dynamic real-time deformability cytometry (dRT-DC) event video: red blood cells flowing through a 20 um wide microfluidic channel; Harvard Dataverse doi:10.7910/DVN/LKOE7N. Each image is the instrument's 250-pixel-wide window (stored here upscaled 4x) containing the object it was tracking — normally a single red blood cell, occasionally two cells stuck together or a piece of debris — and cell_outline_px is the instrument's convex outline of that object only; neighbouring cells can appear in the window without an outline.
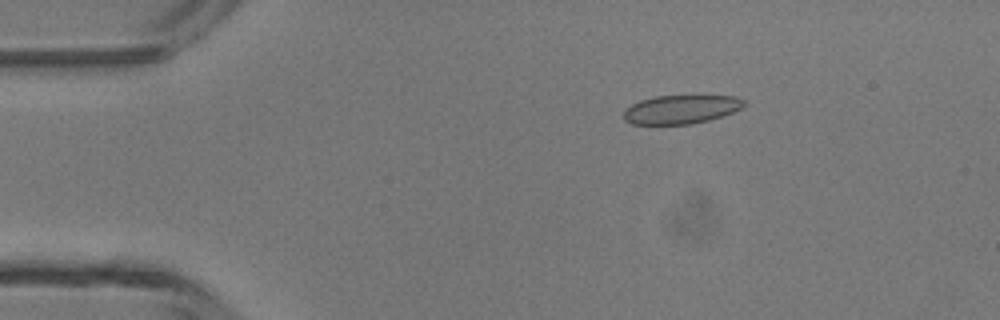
{"species": "common noctule bat (a hibernating species)", "species_latin": "Nyctalus noctula", "temperature_condition": "room temperature", "stored_images_in_passage": 47, "camera_frame_rate_fps": 3000, "um_per_image_px": 0.085, "animal": {"sex": "male", "body_mass_g": 13.3}, "frame": {"image": 1, "passage_image": 8, "time_ms": 2.333, "image_size_px": [1000, 320], "cell_outline_px": [[748, 104], [732, 112], [708, 120], [692, 124], [632, 124], [624, 120], [624, 108], [640, 100], [656, 96], [736, 96], [744, 100]], "centroid_in_image_um": [57.87, 9.29], "position_along_channel_um": 27.1, "area_um2": 20.06}}
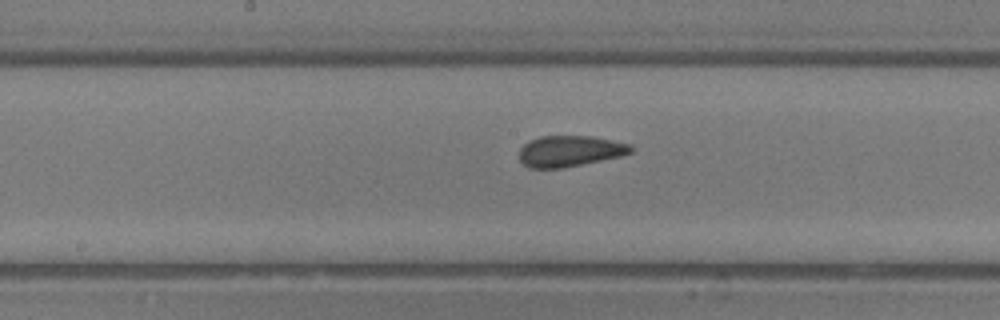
{"frame": {"image": 2, "passage_image": 24, "time_ms": 7.667, "image_size_px": [1000, 320], "cell_outline_px": [[632, 152], [620, 156], [564, 168], [528, 168], [520, 160], [520, 148], [528, 140], [540, 136], [592, 136], [632, 144]], "centroid_in_image_um": [48.42, 12.84], "position_along_channel_um": 199.8, "area_um2": 20.23}}
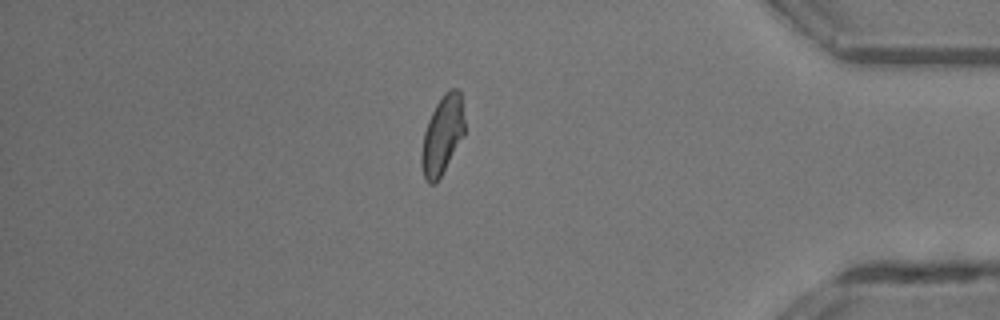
{"frame": {"image": 3, "passage_image": 40, "time_ms": 13.0, "image_size_px": [1000, 320], "cell_outline_px": [[464, 136], [440, 176], [432, 184], [428, 184], [424, 180], [420, 164], [420, 152], [424, 132], [428, 120], [436, 104], [444, 92], [448, 88], [456, 88], [460, 92], [464, 120]], "centroid_in_image_um": [37.57, 11.48], "position_along_channel_um": 397.6, "area_um2": 19.77}, "authors_computed_cell_mechanics": {"area_um2": 20.1722, "velocity_mm_per_s": 4.4022, "shape_relaxation_time_tau1_ms": null, "shape_relaxation_time_tau2_ms": 0.8978, "deformation_change_tau1": null, "deformation_change_tau2": 0.0592}}